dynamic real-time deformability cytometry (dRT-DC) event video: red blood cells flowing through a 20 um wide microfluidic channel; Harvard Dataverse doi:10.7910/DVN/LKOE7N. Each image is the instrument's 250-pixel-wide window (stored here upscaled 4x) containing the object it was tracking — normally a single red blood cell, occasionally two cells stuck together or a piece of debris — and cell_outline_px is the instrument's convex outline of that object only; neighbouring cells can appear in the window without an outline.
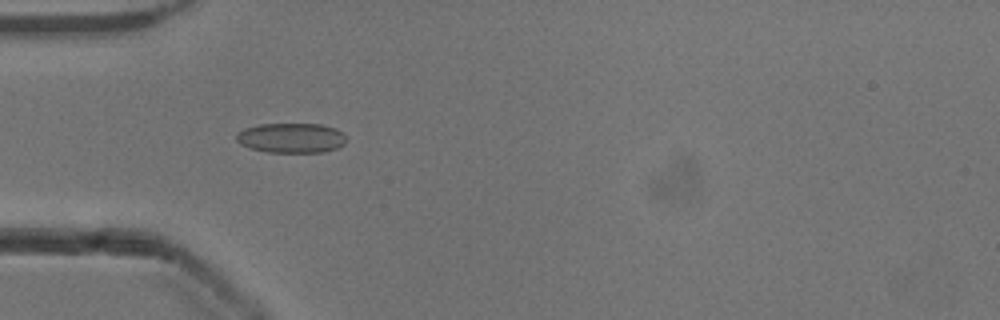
{"species": "common noctule bat (a hibernating species)", "species_latin": "Nyctalus noctula", "temperature_condition": "cold", "stored_images_in_passage": 37, "camera_frame_rate_fps": 3000, "um_per_image_px": 0.085, "animal": {"sex": "male", "body_mass_g": 13.3}, "frame": {"image": 1, "passage_image": 1, "time_ms": 0.0, "image_size_px": [1000, 320], "cell_outline_px": [[344, 144], [336, 148], [324, 152], [268, 152], [248, 148], [240, 144], [236, 140], [236, 132], [244, 128], [260, 124], [320, 124], [336, 128], [344, 136]], "centroid_in_image_um": [24.7, 11.72], "position_along_channel_um": 60.3, "area_um2": 19.13}}
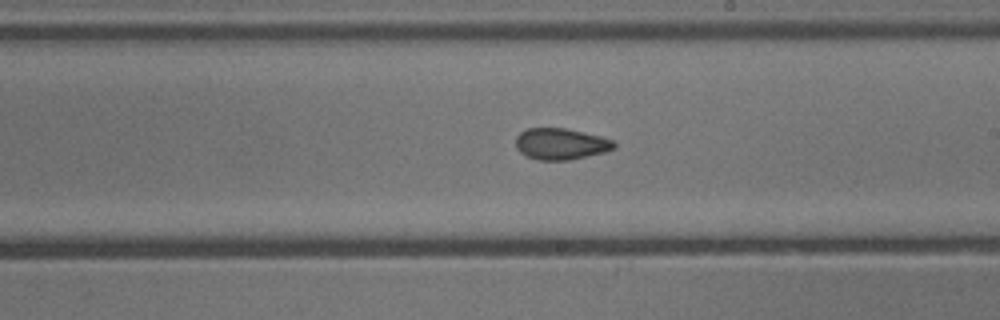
{"frame": {"image": 2, "passage_image": 15, "time_ms": 4.667, "image_size_px": [1000, 320], "cell_outline_px": [[616, 148], [604, 152], [568, 160], [540, 160], [528, 156], [520, 152], [516, 148], [516, 136], [520, 132], [528, 128], [564, 128], [600, 136], [612, 140], [616, 144]], "centroid_in_image_um": [47.66, 12.23], "position_along_channel_um": 241.3, "area_um2": 17.8}}
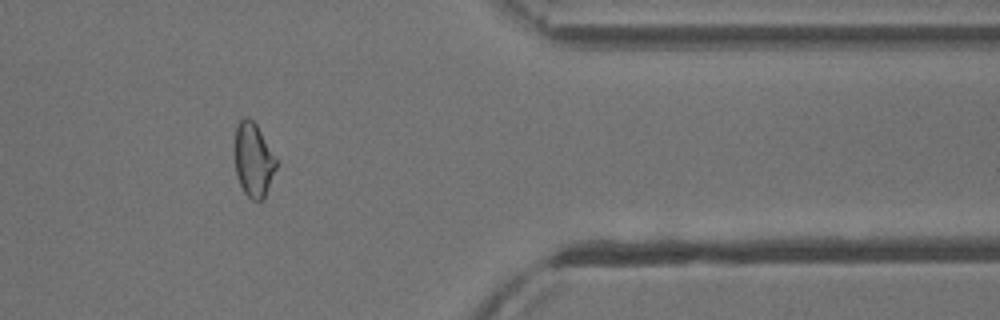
{"frame": {"image": 3, "passage_image": 28, "time_ms": 9.0, "image_size_px": [1000, 320], "cell_outline_px": [[276, 168], [264, 200], [252, 200], [244, 192], [236, 176], [236, 128], [240, 120], [244, 116], [248, 116], [256, 124], [276, 160]], "centroid_in_image_um": [21.54, 13.61], "position_along_channel_um": 389.9, "area_um2": 17.46}, "authors_computed_cell_mechanics": {"area_um2": 18.496, "velocity_mm_per_s": 3.9216, "shape_relaxation_time_tau1_ms": 10.4227, "shape_relaxation_time_tau2_ms": 2.3697, "deformation_change_tau1": 0.1426, "deformation_change_tau2": 0.0765}}